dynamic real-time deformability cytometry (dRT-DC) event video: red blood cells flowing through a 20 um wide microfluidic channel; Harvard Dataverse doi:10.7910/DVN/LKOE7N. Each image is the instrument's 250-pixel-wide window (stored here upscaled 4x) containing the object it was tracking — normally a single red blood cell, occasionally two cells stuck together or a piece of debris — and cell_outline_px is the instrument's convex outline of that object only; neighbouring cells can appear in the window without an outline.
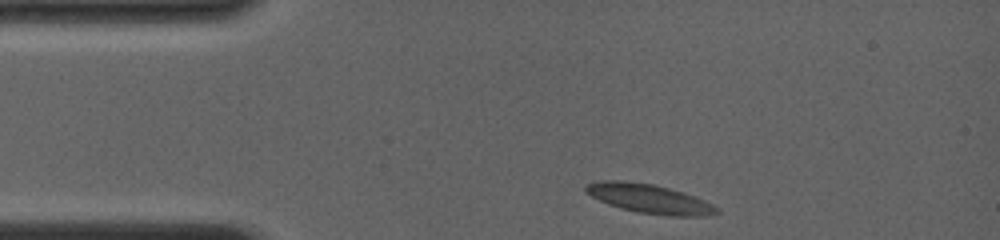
{"species": "common noctule bat (a hibernating species)", "species_latin": "Nyctalus noctula", "temperature_condition": "room temperature", "stored_images_in_passage": 33, "camera_frame_rate_fps": 4000, "um_per_image_px": 0.085, "animal": {"sex": "female", "body_mass_g": 19.0, "forearm_length_mm": 56.7}, "frame": {"image": 1, "passage_image": 1, "time_ms": 0.0, "image_size_px": [1000, 240], "cell_outline_px": [[720, 212], [708, 216], [668, 216], [636, 212], [620, 208], [608, 204], [584, 192], [584, 188], [588, 184], [600, 180], [624, 180], [652, 184], [684, 192], [704, 200], [720, 208]], "centroid_in_image_um": [55.21, 16.9], "position_along_channel_um": 29.8, "area_um2": 22.37}}
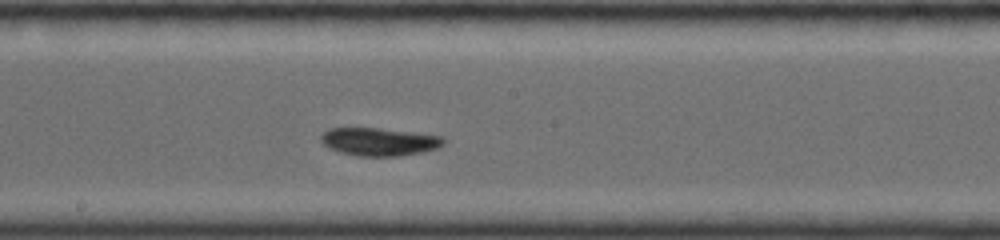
{"frame": {"image": 2, "passage_image": 19, "time_ms": 5.75, "image_size_px": [1000, 240], "cell_outline_px": [[444, 144], [436, 148], [424, 152], [400, 156], [356, 156], [340, 152], [328, 148], [320, 140], [320, 136], [328, 128], [380, 128], [444, 136]], "centroid_in_image_um": [32.23, 12.05], "position_along_channel_um": 216.0, "area_um2": 20.11}}
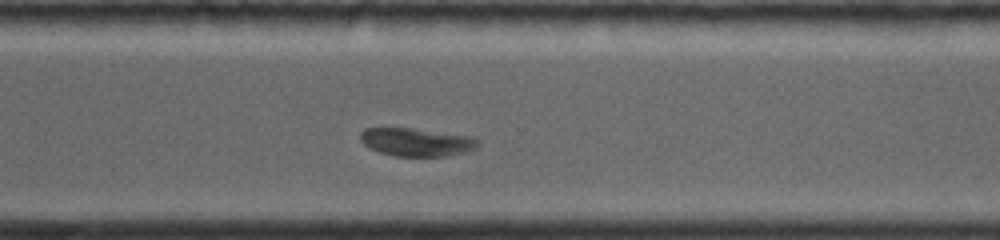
{"frame": {"image": 3, "passage_image": 33, "time_ms": 8.75, "image_size_px": [1000, 240], "cell_outline_px": [[480, 144], [464, 152], [448, 156], [396, 156], [380, 152], [368, 148], [360, 140], [360, 132], [364, 128], [412, 128], [472, 136], [480, 140]], "centroid_in_image_um": [35.39, 12.07], "position_along_channel_um": 335.2, "area_um2": 19.31}}